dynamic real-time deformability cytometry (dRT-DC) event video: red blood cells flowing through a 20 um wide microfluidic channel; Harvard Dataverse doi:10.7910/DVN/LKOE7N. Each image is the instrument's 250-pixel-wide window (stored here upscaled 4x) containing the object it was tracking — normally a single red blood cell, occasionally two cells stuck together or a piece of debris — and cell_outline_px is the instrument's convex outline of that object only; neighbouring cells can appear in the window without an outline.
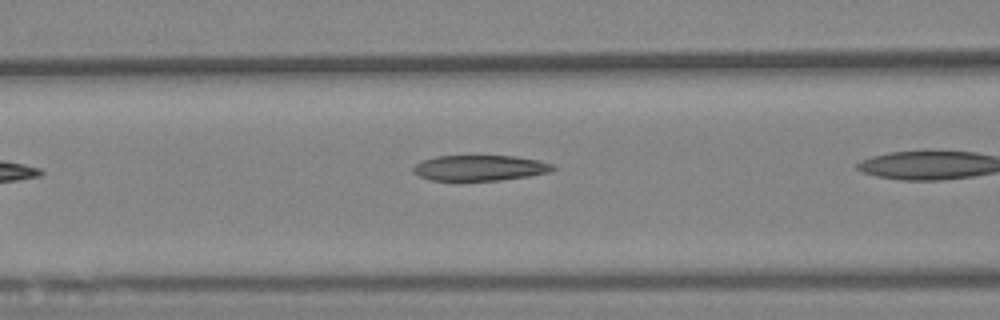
{"species": "Egyptian fruit bat (a non-hibernating species)", "species_latin": "Rousettus aegyptiacus", "temperature_condition": "warm", "stored_images_in_passage": 6, "camera_frame_rate_fps": 3000, "um_per_image_px": 0.085, "animal": {"sex": "female"}, "frame": {"image": 1, "passage_image": 5, "time_ms": 5.667, "image_size_px": [1000, 320], "cell_outline_px": [[556, 168], [548, 172], [528, 176], [500, 180], [432, 180], [420, 176], [412, 172], [412, 168], [416, 164], [424, 160], [436, 156], [516, 156], [540, 160], [552, 164]], "centroid_in_image_um": [40.79, 14.26], "position_along_channel_um": 125.8, "area_um2": 20.63}}